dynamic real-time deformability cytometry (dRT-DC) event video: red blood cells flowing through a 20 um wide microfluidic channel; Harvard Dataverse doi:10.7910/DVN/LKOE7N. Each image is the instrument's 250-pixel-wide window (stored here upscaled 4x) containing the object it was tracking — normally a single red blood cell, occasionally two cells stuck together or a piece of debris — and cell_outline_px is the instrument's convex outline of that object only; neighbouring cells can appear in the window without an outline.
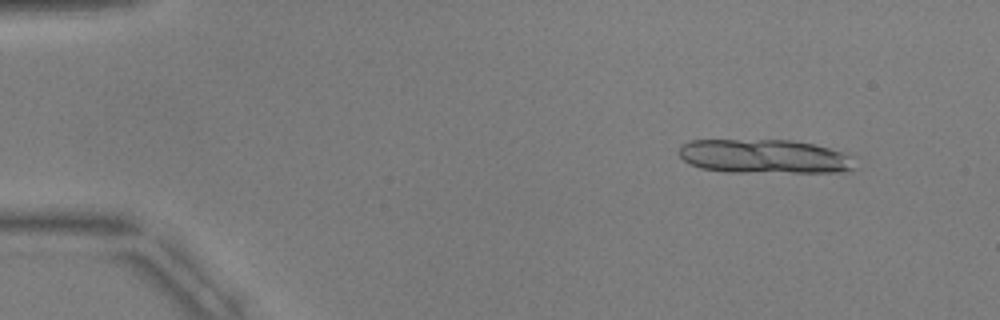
{"species": "common noctule bat (a hibernating species)", "species_latin": "Nyctalus noctula", "temperature_condition": "warm", "stored_images_in_passage": 4, "camera_frame_rate_fps": 3000, "um_per_image_px": 0.085, "animal": {"sex": "male", "body_mass_g": 17.9, "forearm_length_mm": 54.2}, "frame": {"image": 1, "passage_image": 2, "time_ms": 1.333, "image_size_px": [1000, 320], "cell_outline_px": [[856, 168], [852, 172], [728, 172], [700, 168], [688, 164], [680, 156], [680, 144], [688, 140], [792, 140], [816, 144], [856, 156]], "centroid_in_image_um": [65.05, 13.3], "position_along_channel_um": 19.9, "area_um2": 35.66}}